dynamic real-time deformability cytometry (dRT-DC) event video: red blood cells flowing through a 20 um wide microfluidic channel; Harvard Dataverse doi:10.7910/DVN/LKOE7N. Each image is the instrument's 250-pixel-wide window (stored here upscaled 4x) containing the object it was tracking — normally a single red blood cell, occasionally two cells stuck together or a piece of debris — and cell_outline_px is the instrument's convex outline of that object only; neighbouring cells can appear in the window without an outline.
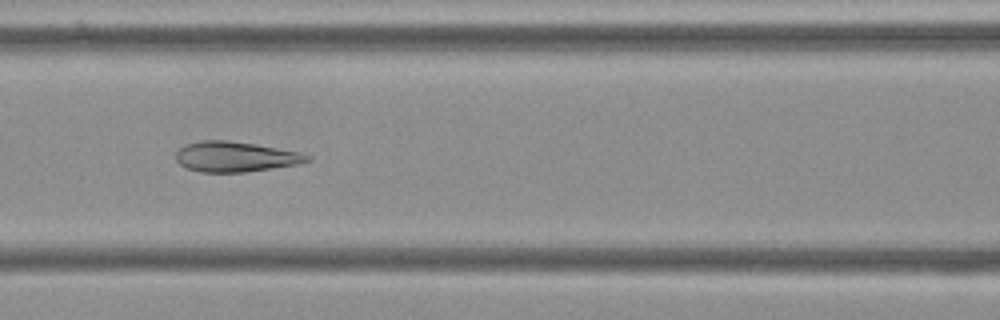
{"species": "Egyptian fruit bat (a non-hibernating species)", "species_latin": "Rousettus aegyptiacus", "temperature_condition": "cold", "stored_images_in_passage": 51, "camera_frame_rate_fps": 3000, "um_per_image_px": 0.085, "frame": {"image": 1, "passage_image": 20, "time_ms": 6.333, "image_size_px": [1000, 320], "cell_outline_px": [[312, 160], [300, 164], [244, 172], [200, 172], [188, 168], [180, 164], [176, 160], [176, 152], [180, 148], [188, 144], [200, 140], [224, 140], [256, 144], [296, 152], [312, 156]], "centroid_in_image_um": [20.01, 13.32], "position_along_channel_um": 146.6, "area_um2": 22.95}}
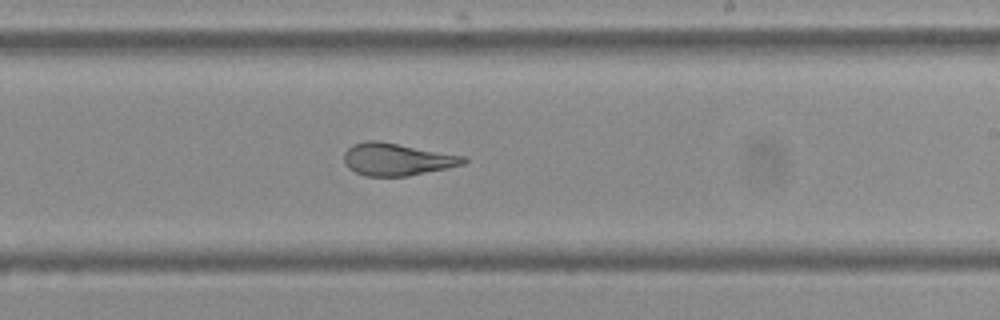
{"frame": {"image": 2, "passage_image": 29, "time_ms": 9.333, "image_size_px": [1000, 320], "cell_outline_px": [[468, 160], [464, 164], [448, 168], [408, 176], [364, 176], [348, 168], [344, 164], [344, 152], [352, 144], [368, 140], [380, 140], [464, 156]], "centroid_in_image_um": [33.71, 13.54], "position_along_channel_um": 255.3, "area_um2": 22.72}}
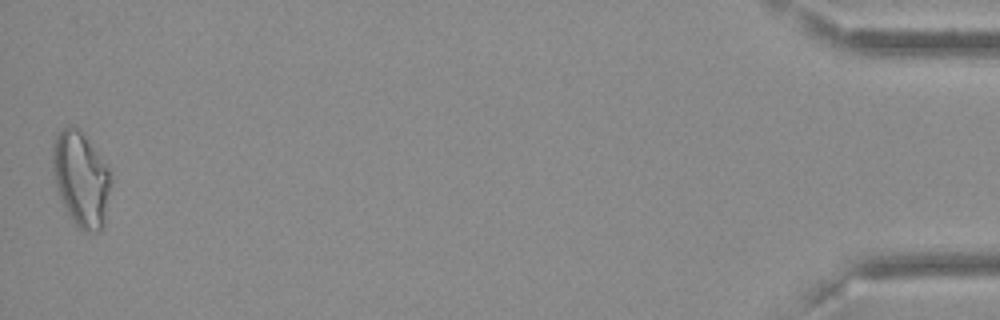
{"frame": {"image": 3, "passage_image": 51, "time_ms": 16.667, "image_size_px": [1000, 320], "cell_outline_px": [[112, 184], [104, 228], [96, 232], [84, 232], [68, 216], [56, 188], [52, 172], [52, 144], [56, 136], [68, 124], [72, 124], [80, 128], [108, 168], [112, 176]], "centroid_in_image_um": [6.89, 15.23], "position_along_channel_um": 428.3, "area_um2": 32.83}, "authors_computed_cell_mechanics": {"area_um2": 24.9118, "velocity_mm_per_s": 3.6306, "shape_relaxation_time_tau1_ms": null, "shape_relaxation_time_tau2_ms": 1.1581, "deformation_change_tau1": null, "deformation_change_tau2": 0.0818}}